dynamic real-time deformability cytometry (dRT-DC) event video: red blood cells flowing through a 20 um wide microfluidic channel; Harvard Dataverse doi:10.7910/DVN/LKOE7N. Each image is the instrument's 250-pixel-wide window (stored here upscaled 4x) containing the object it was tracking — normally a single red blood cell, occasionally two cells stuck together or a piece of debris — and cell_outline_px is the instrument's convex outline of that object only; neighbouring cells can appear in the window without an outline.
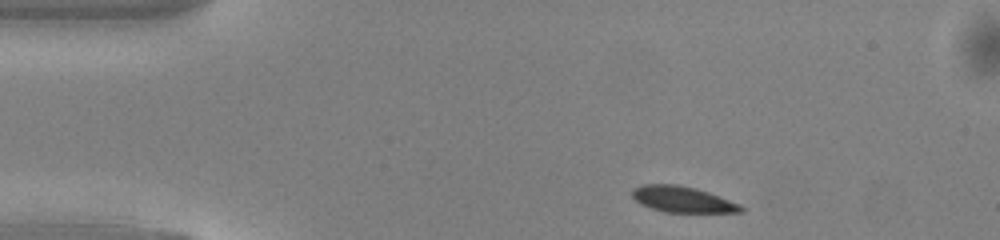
{"species": "common noctule bat (a hibernating species)", "species_latin": "Nyctalus noctula", "temperature_condition": "warm", "stored_images_in_passage": 43, "camera_frame_rate_fps": 3000, "um_per_image_px": 0.085, "animal": {"sex": "male", "body_mass_g": 13.0, "forearm_length_mm": 53.1}, "frame": {"image": 1, "passage_image": 1, "time_ms": 0.0, "image_size_px": [1000, 240], "cell_outline_px": [[744, 212], [664, 212], [640, 204], [632, 196], [632, 188], [640, 184], [676, 184], [696, 188], [708, 192], [740, 204], [744, 208]], "centroid_in_image_um": [57.98, 16.94], "position_along_channel_um": 27.0, "area_um2": 16.47}}
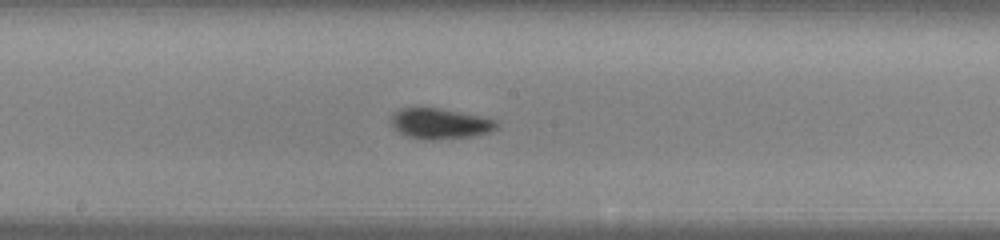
{"frame": {"image": 2, "passage_image": 19, "time_ms": 6.0, "image_size_px": [1000, 240], "cell_outline_px": [[500, 124], [492, 132], [476, 136], [436, 140], [416, 140], [404, 136], [392, 124], [392, 116], [400, 108], [440, 108], [480, 116], [496, 120]], "centroid_in_image_um": [37.44, 10.54], "position_along_channel_um": 210.8, "area_um2": 19.02}}
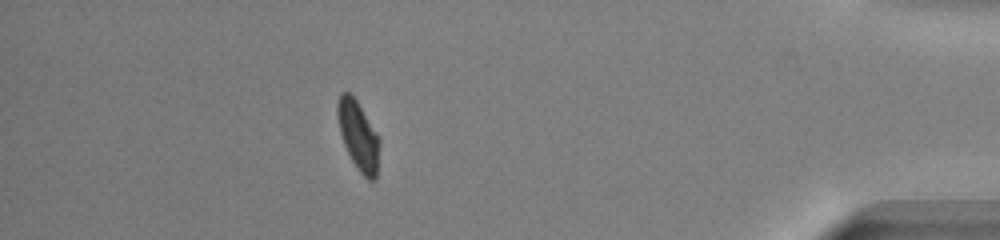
{"frame": {"image": 3, "passage_image": 37, "time_ms": 12.0, "image_size_px": [1000, 240], "cell_outline_px": [[380, 144], [376, 180], [368, 180], [356, 168], [344, 144], [340, 132], [336, 112], [336, 108], [340, 92], [348, 92], [356, 100], [380, 140]], "centroid_in_image_um": [30.45, 11.55], "position_along_channel_um": 404.8, "area_um2": 16.65}, "authors_computed_cell_mechanics": {"area_um2": 17.5134, "velocity_mm_per_s": 4.0959, "shape_relaxation_time_tau1_ms": 2.7789, "shape_relaxation_time_tau2_ms": null, "deformation_change_tau1": 0.0964, "deformation_change_tau2": null}}